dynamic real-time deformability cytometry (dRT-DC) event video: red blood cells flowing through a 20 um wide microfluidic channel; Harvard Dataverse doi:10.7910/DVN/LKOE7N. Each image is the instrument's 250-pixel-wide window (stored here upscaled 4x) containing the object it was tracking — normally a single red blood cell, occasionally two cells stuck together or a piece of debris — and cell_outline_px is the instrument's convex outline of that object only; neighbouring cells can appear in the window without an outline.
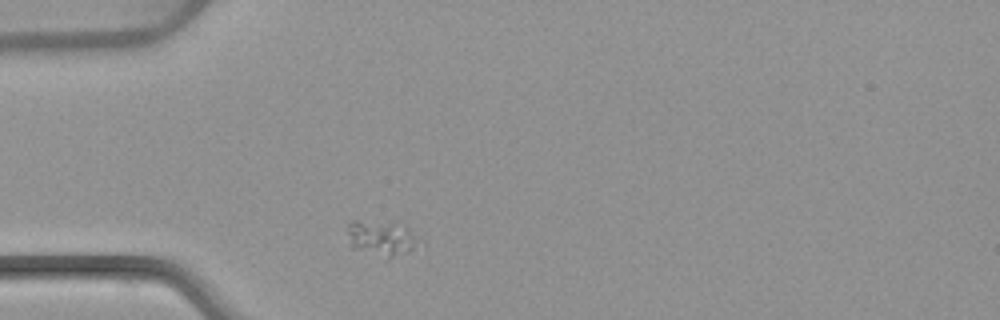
{"species": "common noctule bat (a hibernating species)", "species_latin": "Nyctalus noctula", "temperature_condition": "warm", "stored_images_in_passage": 2, "camera_frame_rate_fps": 3000, "um_per_image_px": 0.085, "animal": {"sex": "female", "body_mass_g": 22.7, "forearm_length_mm": 54.2}, "frame": {"image": 1, "passage_image": 1, "time_ms": 0.0, "image_size_px": [1000, 320], "cell_outline_px": [[424, 240], [408, 252], [388, 260], [352, 248], [348, 232], [348, 224], [352, 220], [356, 220], [392, 224], [408, 228], [420, 236]], "centroid_in_image_um": [32.48, 20.3], "position_along_channel_um": 52.5, "area_um2": 14.8}}